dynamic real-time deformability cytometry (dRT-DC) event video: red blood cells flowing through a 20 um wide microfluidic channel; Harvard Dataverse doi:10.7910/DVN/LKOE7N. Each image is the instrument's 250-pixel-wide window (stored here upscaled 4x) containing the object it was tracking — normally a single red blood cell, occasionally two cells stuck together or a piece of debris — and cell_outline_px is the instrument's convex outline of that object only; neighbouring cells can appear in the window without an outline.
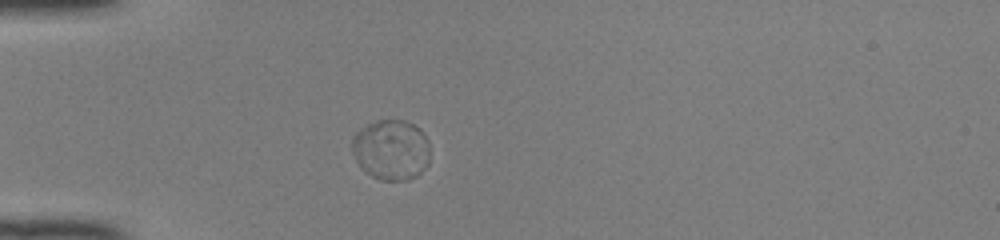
{"species": "common noctule bat (a hibernating species)", "species_latin": "Nyctalus noctula", "temperature_condition": "room temperature", "stored_images_in_passage": 36, "camera_frame_rate_fps": 3000, "um_per_image_px": 0.085, "animal": {"sex": "female", "body_mass_g": 22.0, "forearm_length_mm": 56.7}, "frame": {"image": 1, "passage_image": 1, "time_ms": 0.0, "image_size_px": [1000, 240], "cell_outline_px": [[428, 164], [416, 176], [408, 180], [380, 180], [364, 172], [356, 160], [352, 152], [352, 136], [360, 128], [376, 120], [404, 120], [420, 128], [428, 140]], "centroid_in_image_um": [33.22, 12.73], "position_along_channel_um": 51.8, "area_um2": 27.57}}
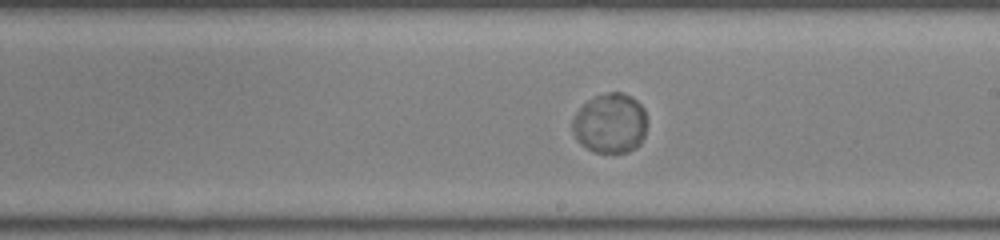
{"frame": {"image": 2, "passage_image": 16, "time_ms": 5.0, "image_size_px": [1000, 240], "cell_outline_px": [[644, 136], [640, 144], [636, 148], [628, 152], [596, 152], [580, 144], [576, 140], [572, 128], [572, 120], [576, 112], [588, 100], [596, 96], [608, 92], [620, 92], [632, 96], [644, 108]], "centroid_in_image_um": [51.84, 10.48], "position_along_channel_um": 237.2, "area_um2": 25.84}}
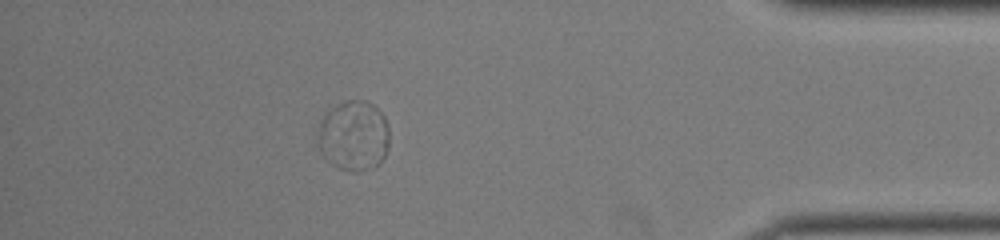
{"frame": {"image": 3, "passage_image": 31, "time_ms": 10.0, "image_size_px": [1000, 240], "cell_outline_px": [[388, 148], [380, 164], [356, 172], [352, 172], [340, 168], [332, 164], [320, 152], [316, 140], [320, 124], [324, 116], [332, 108], [348, 100], [364, 100], [372, 104], [384, 116], [388, 128]], "centroid_in_image_um": [30.06, 11.55], "position_along_channel_um": 405.1, "area_um2": 29.07}, "authors_computed_cell_mechanics": {"area_um2": 26.9348, "velocity_mm_per_s": 4.0327, "shape_relaxation_time_tau1_ms": 2.0532, "shape_relaxation_time_tau2_ms": null, "deformation_change_tau1": 0.0217, "deformation_change_tau2": null}}